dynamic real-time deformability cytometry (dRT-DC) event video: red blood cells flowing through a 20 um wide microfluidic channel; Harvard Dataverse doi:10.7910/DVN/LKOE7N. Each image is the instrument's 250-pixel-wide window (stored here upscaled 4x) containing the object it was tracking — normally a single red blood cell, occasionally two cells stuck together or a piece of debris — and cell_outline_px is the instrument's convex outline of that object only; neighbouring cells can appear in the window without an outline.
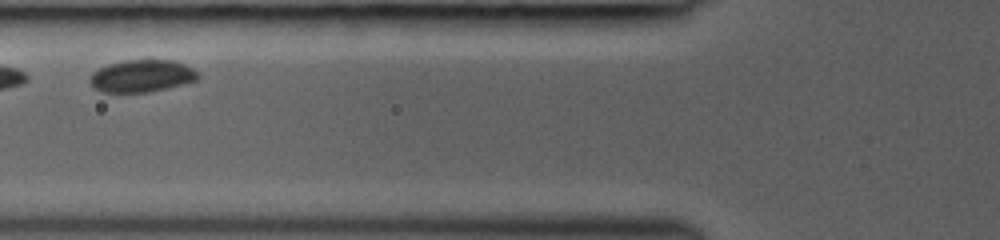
{"species": "common noctule bat (a hibernating species)", "species_latin": "Nyctalus noctula", "temperature_condition": "room temperature", "stored_images_in_passage": 4, "camera_frame_rate_fps": 3000, "um_per_image_px": 0.085, "animal": {"sex": "female", "body_mass_g": 19.0, "forearm_length_mm": 53.3}, "frame": {"image": 1, "passage_image": 3, "time_ms": 1.667, "image_size_px": [1000, 240], "cell_outline_px": [[200, 76], [196, 80], [148, 92], [104, 92], [96, 88], [88, 80], [88, 76], [92, 72], [108, 64], [124, 60], [148, 56], [172, 60], [184, 64], [192, 68]], "centroid_in_image_um": [12.03, 6.39], "position_along_channel_um": 113.8, "area_um2": 20.75}}